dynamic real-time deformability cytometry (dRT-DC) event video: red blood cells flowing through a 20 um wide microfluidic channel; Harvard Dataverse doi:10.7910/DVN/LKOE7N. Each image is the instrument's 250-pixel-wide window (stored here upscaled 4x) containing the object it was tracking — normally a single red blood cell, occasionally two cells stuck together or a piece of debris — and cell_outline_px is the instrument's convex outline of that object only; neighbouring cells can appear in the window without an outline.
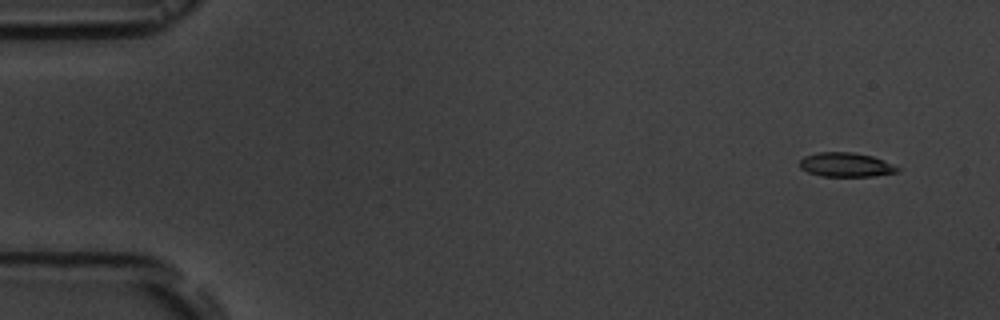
{"species": "common noctule bat (a hibernating species)", "species_latin": "Nyctalus noctula", "temperature_condition": "room temperature", "stored_images_in_passage": 6, "camera_frame_rate_fps": 3000, "um_per_image_px": 0.085, "animal": {"sex": "male", "body_mass_g": 19.5, "forearm_length_mm": 54.6}, "frame": {"image": 1, "passage_image": 1, "time_ms": 0.0, "image_size_px": [1000, 320], "cell_outline_px": [[900, 168], [896, 172], [872, 176], [820, 176], [808, 172], [800, 168], [800, 160], [804, 156], [820, 152], [852, 152], [872, 156], [884, 160]], "centroid_in_image_um": [71.88, 14.0], "position_along_channel_um": 13.1, "area_um2": 13.7}}